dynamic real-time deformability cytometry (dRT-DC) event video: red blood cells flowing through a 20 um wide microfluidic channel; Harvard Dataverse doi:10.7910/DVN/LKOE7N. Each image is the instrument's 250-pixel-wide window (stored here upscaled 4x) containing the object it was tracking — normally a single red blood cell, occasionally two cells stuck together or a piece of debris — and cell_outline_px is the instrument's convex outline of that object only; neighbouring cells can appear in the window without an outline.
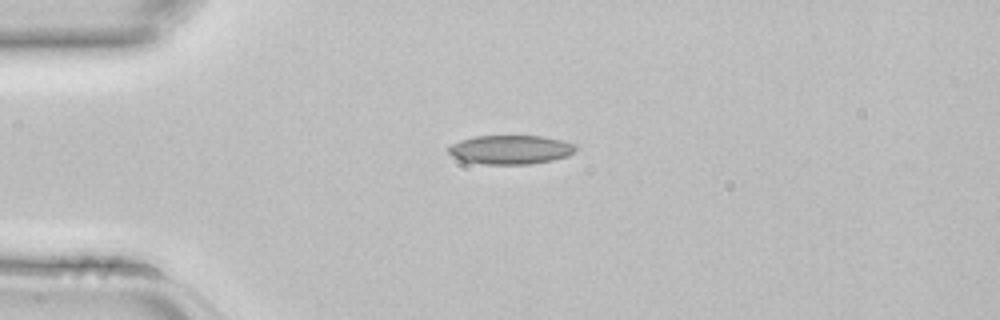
{"species": "common noctule bat (a hibernating species)", "species_latin": "Nyctalus noctula", "temperature_condition": "room temperature", "stored_images_in_passage": 1, "camera_frame_rate_fps": 3000, "um_per_image_px": 0.085, "animal": {"sex": "female", "body_mass_g": 22.7, "forearm_length_mm": 54.2}, "frame": {"image": 1, "passage_image": 1, "time_ms": 0.0, "image_size_px": [1000, 320], "cell_outline_px": [[576, 148], [568, 156], [552, 160], [528, 164], [484, 164], [464, 160], [452, 156], [448, 152], [448, 148], [452, 144], [460, 140], [476, 136], [544, 136], [564, 140], [576, 144]], "centroid_in_image_um": [43.43, 12.71], "position_along_channel_um": 41.6, "area_um2": 21.39}}